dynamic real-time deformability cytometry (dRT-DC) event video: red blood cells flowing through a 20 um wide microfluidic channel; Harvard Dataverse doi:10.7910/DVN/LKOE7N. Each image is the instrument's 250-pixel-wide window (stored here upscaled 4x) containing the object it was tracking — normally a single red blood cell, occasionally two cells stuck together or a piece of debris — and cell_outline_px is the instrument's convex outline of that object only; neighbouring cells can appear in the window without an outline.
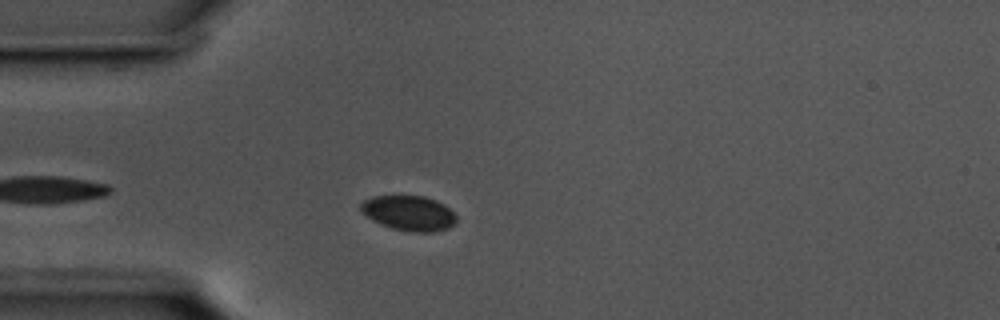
{"species": "common noctule bat (a hibernating species)", "species_latin": "Nyctalus noctula", "temperature_condition": "cold", "stored_images_in_passage": 10, "camera_frame_rate_fps": 3000, "um_per_image_px": 0.085, "animal": {"sex": "male", "body_mass_g": 17.5, "forearm_length_mm": 52.3}, "frame": {"image": 1, "passage_image": 5, "time_ms": 1.333, "image_size_px": [1000, 320], "cell_outline_px": [[456, 224], [448, 228], [432, 232], [412, 232], [392, 228], [380, 224], [372, 220], [360, 208], [360, 204], [364, 200], [372, 196], [424, 196], [436, 200], [444, 204], [456, 216]], "centroid_in_image_um": [34.77, 18.11], "position_along_channel_um": 50.2, "area_um2": 19.42}}